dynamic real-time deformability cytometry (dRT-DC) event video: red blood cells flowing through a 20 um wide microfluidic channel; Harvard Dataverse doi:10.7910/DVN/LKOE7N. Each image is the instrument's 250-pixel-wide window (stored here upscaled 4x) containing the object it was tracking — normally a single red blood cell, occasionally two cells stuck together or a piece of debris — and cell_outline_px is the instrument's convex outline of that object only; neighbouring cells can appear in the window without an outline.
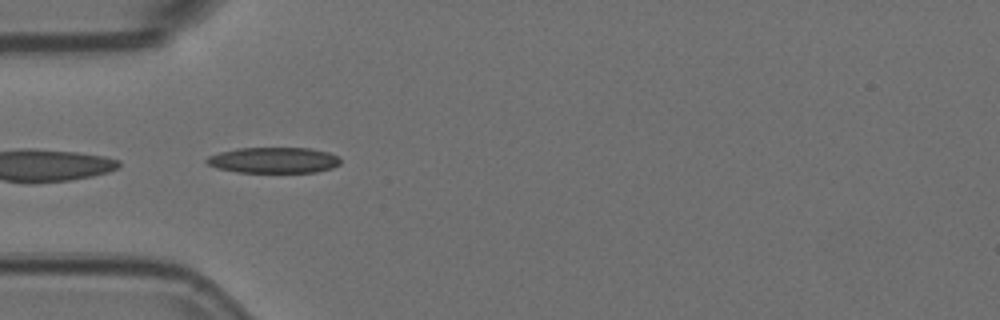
{"species": "Egyptian fruit bat (a non-hibernating species)", "species_latin": "Rousettus aegyptiacus", "temperature_condition": "room temperature", "stored_images_in_passage": 8, "camera_frame_rate_fps": 3000, "um_per_image_px": 0.085, "animal": {"sex": "female"}, "frame": {"image": 1, "passage_image": 5, "time_ms": 1.333, "image_size_px": [1000, 320], "cell_outline_px": [[340, 164], [332, 168], [316, 172], [236, 172], [216, 168], [208, 164], [204, 160], [208, 156], [220, 152], [236, 148], [308, 148], [328, 152], [336, 156], [340, 160]], "centroid_in_image_um": [23.23, 13.61], "position_along_channel_um": 61.8, "area_um2": 20.11}}
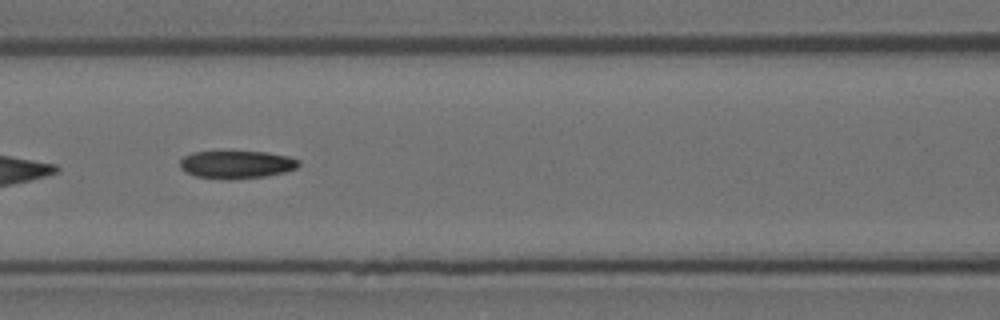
{"frame": {"image": 2, "passage_image": 7, "time_ms": 2.0, "image_size_px": [1000, 320], "cell_outline_px": [[300, 164], [296, 168], [284, 172], [264, 176], [228, 180], [196, 176], [184, 172], [180, 168], [180, 160], [184, 156], [192, 152], [264, 152], [288, 156], [300, 160]], "centroid_in_image_um": [20.08, 13.99], "position_along_channel_um": 146.5, "area_um2": 19.19}}
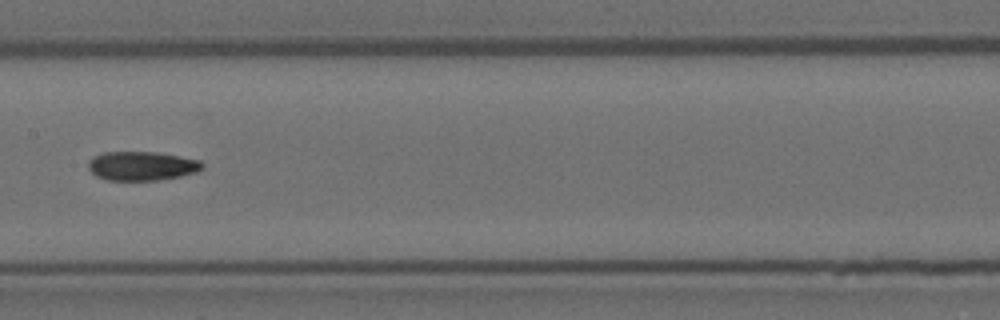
{"frame": {"image": 3, "passage_image": 8, "time_ms": 2.333, "image_size_px": [1000, 320], "cell_outline_px": [[204, 168], [196, 172], [180, 176], [156, 180], [108, 180], [96, 176], [88, 168], [88, 160], [92, 156], [104, 152], [152, 152], [200, 160], [204, 164]], "centroid_in_image_um": [12.02, 14.1], "position_along_channel_um": 195.4, "area_um2": 19.19}}